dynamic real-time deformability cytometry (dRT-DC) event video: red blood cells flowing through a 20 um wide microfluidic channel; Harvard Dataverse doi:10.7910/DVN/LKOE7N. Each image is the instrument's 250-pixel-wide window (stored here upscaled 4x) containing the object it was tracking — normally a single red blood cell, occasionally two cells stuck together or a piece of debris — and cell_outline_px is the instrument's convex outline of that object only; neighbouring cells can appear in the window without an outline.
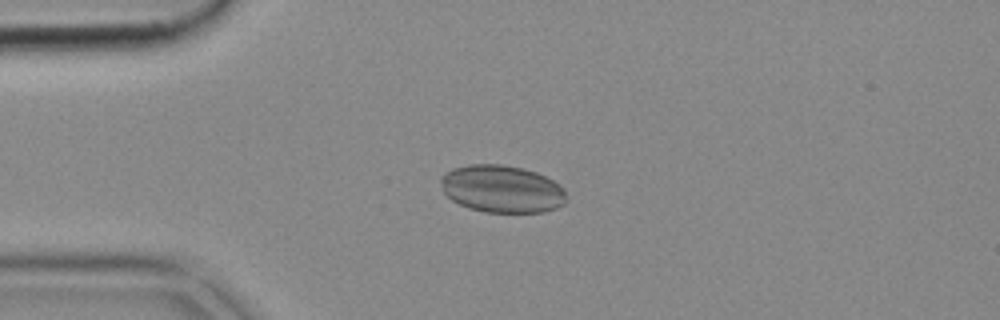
{"species": "common noctule bat (a hibernating species)", "species_latin": "Nyctalus noctula", "temperature_condition": "cold", "stored_images_in_passage": 52, "camera_frame_rate_fps": 3000, "um_per_image_px": 0.085, "animal": {"sex": "female", "body_mass_g": 18.4}, "frame": {"image": 1, "passage_image": 13, "time_ms": 4.0, "image_size_px": [1000, 320], "cell_outline_px": [[568, 200], [564, 204], [556, 208], [544, 212], [484, 212], [468, 208], [452, 200], [444, 192], [440, 180], [440, 176], [444, 172], [452, 168], [472, 164], [500, 164], [524, 168], [536, 172], [560, 184], [564, 188]], "centroid_in_image_um": [42.68, 16.06], "position_along_channel_um": 42.3, "area_um2": 35.03}}
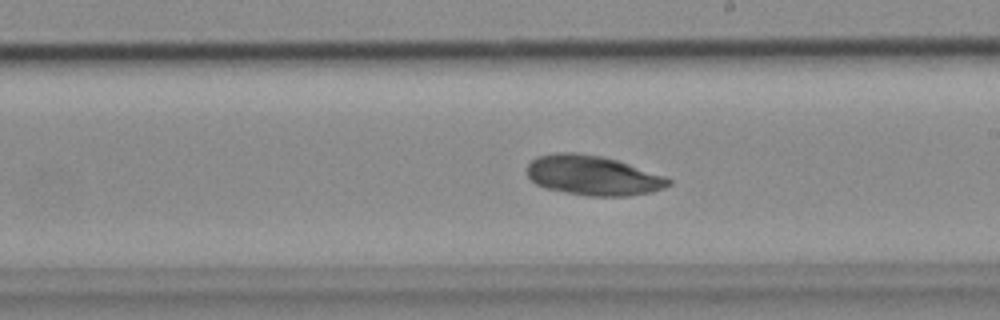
{"frame": {"image": 2, "passage_image": 30, "time_ms": 9.667, "image_size_px": [1000, 320], "cell_outline_px": [[672, 184], [664, 188], [652, 192], [628, 196], [588, 196], [564, 192], [544, 188], [536, 184], [528, 176], [528, 164], [536, 156], [556, 152], [576, 152], [604, 156], [664, 176], [672, 180]], "centroid_in_image_um": [50.38, 14.91], "position_along_channel_um": 238.6, "area_um2": 32.89}}
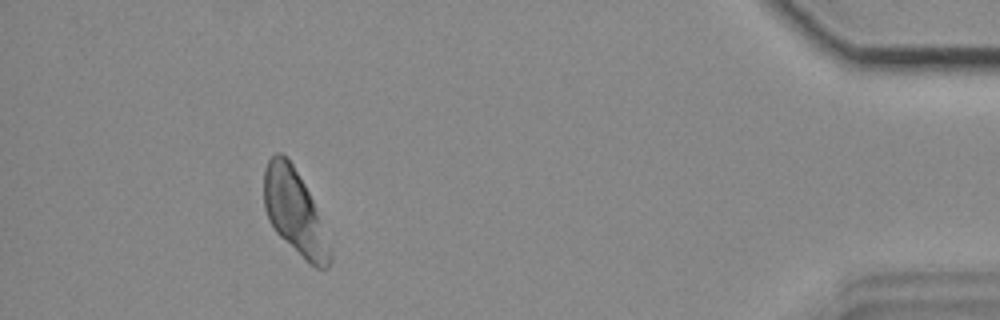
{"frame": {"image": 3, "passage_image": 48, "time_ms": 15.667, "image_size_px": [1000, 320], "cell_outline_px": [[332, 260], [328, 268], [316, 268], [284, 240], [276, 232], [268, 220], [264, 208], [264, 168], [268, 160], [276, 152], [280, 152], [288, 156], [304, 184], [312, 200], [332, 252]], "centroid_in_image_um": [25.01, 17.99], "position_along_channel_um": 410.2, "area_um2": 32.02}}